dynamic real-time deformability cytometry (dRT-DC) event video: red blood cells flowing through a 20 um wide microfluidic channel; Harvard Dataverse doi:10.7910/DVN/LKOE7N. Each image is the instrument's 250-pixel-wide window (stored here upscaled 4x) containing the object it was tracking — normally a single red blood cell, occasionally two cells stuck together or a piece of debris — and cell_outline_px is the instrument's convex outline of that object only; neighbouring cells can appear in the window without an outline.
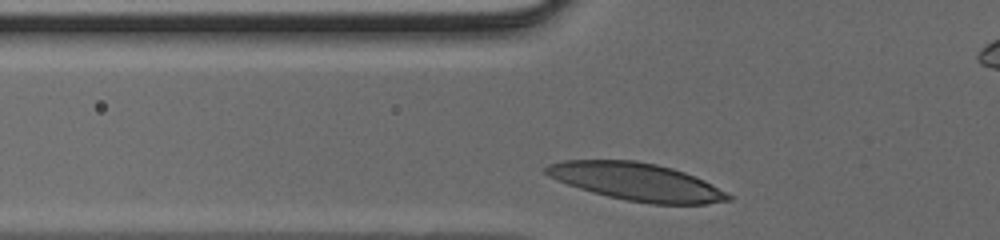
{"species": "human", "species_latin": "Homo sapiens", "temperature_condition": "cold", "stored_images_in_passage": 24, "camera_frame_rate_fps": 3000, "um_per_image_px": 0.085, "donor": {"sex": "male"}, "frame": {"image": 1, "passage_image": 2, "time_ms": 0.333, "image_size_px": [1000, 240], "cell_outline_px": [[732, 200], [708, 204], [652, 204], [628, 200], [608, 196], [592, 192], [556, 180], [548, 176], [544, 172], [544, 168], [548, 164], [564, 160], [636, 160], [656, 164], [672, 168], [684, 172], [704, 180], [732, 196]], "centroid_in_image_um": [54.1, 15.44], "position_along_channel_um": 71.7, "area_um2": 39.77}}
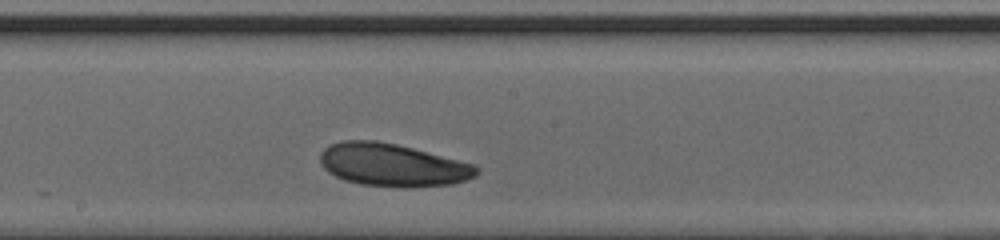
{"frame": {"image": 2, "passage_image": 12, "time_ms": 3.667, "image_size_px": [1000, 240], "cell_outline_px": [[480, 172], [476, 176], [452, 184], [360, 184], [344, 180], [328, 172], [320, 164], [320, 152], [324, 148], [332, 144], [344, 140], [376, 140], [396, 144], [476, 164], [480, 168]], "centroid_in_image_um": [33.34, 13.97], "position_along_channel_um": 214.9, "area_um2": 37.86}}
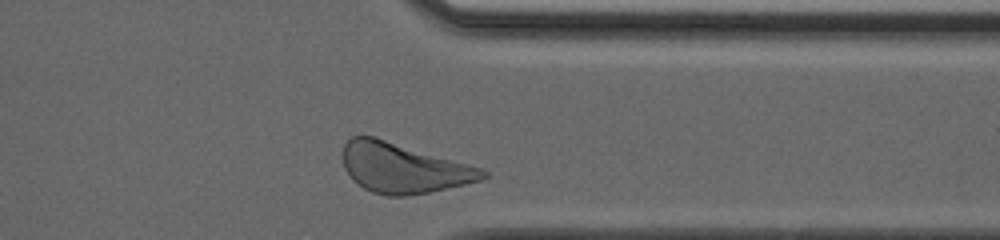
{"frame": {"image": 3, "passage_image": 23, "time_ms": 7.333, "image_size_px": [1000, 240], "cell_outline_px": [[488, 176], [480, 180], [464, 184], [428, 192], [404, 196], [384, 196], [372, 192], [364, 188], [352, 180], [344, 168], [344, 144], [352, 136], [376, 136], [480, 168], [488, 172]], "centroid_in_image_um": [34.24, 14.28], "position_along_channel_um": 377.2, "area_um2": 40.29}}